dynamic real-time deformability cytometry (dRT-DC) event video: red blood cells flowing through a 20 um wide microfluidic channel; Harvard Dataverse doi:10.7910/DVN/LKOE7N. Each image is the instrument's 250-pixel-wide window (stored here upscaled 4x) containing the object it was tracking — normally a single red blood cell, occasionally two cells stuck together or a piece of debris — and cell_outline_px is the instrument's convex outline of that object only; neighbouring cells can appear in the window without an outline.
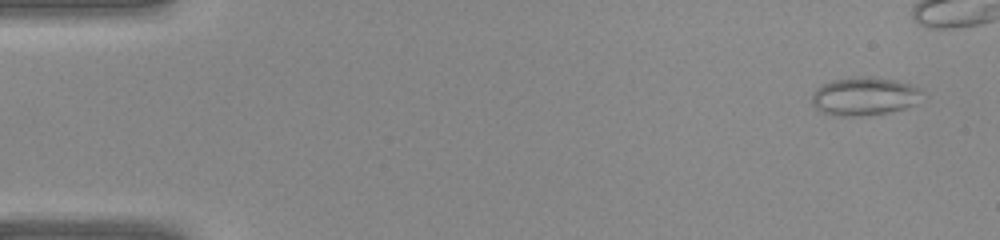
{"species": "common noctule bat (a hibernating species)", "species_latin": "Nyctalus noctula", "temperature_condition": "warm", "stored_images_in_passage": 32, "camera_frame_rate_fps": 3000, "um_per_image_px": 0.085, "animal": {"sex": "female", "body_mass_g": 22.0, "forearm_length_mm": 56.7}, "frame": {"image": 1, "passage_image": 1, "time_ms": 0.0, "image_size_px": [1000, 240], "cell_outline_px": [[920, 92], [912, 104], [904, 108], [888, 112], [860, 116], [832, 116], [820, 112], [812, 104], [812, 96], [816, 88], [832, 80], [860, 76], [872, 76], [896, 80], [920, 88]], "centroid_in_image_um": [73.38, 8.18], "position_along_channel_um": 11.6, "area_um2": 24.33}}
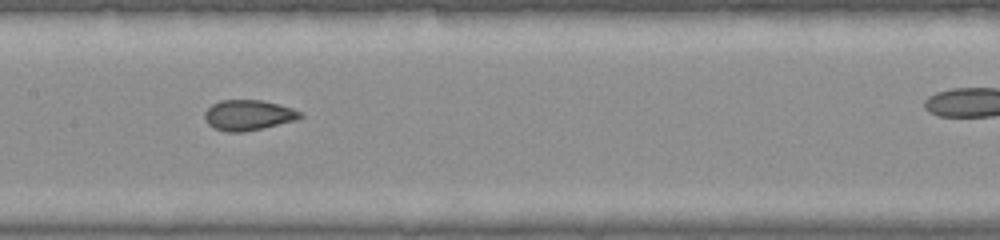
{"frame": {"image": 2, "passage_image": 19, "time_ms": 6.0, "image_size_px": [1000, 240], "cell_outline_px": [[304, 116], [296, 120], [244, 132], [228, 132], [216, 128], [208, 124], [204, 116], [204, 112], [212, 104], [220, 100], [260, 100], [292, 108], [300, 112]], "centroid_in_image_um": [21.09, 9.78], "position_along_channel_um": 186.3, "area_um2": 16.7}}
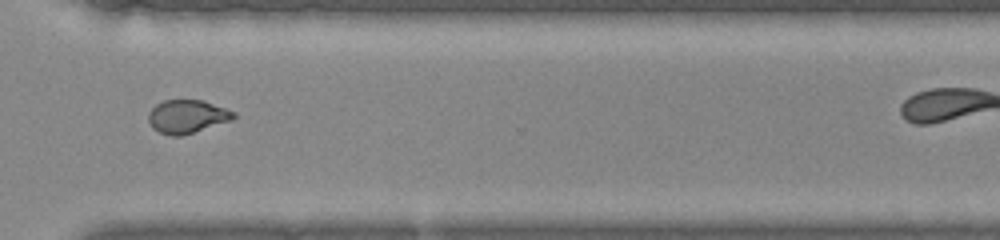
{"frame": {"image": 3, "passage_image": 29, "time_ms": 9.333, "image_size_px": [1000, 240], "cell_outline_px": [[236, 116], [232, 120], [180, 136], [172, 136], [160, 132], [152, 128], [148, 120], [148, 112], [156, 104], [164, 100], [204, 100], [236, 112]], "centroid_in_image_um": [15.9, 9.89], "position_along_channel_um": 354.7, "area_um2": 16.53}}